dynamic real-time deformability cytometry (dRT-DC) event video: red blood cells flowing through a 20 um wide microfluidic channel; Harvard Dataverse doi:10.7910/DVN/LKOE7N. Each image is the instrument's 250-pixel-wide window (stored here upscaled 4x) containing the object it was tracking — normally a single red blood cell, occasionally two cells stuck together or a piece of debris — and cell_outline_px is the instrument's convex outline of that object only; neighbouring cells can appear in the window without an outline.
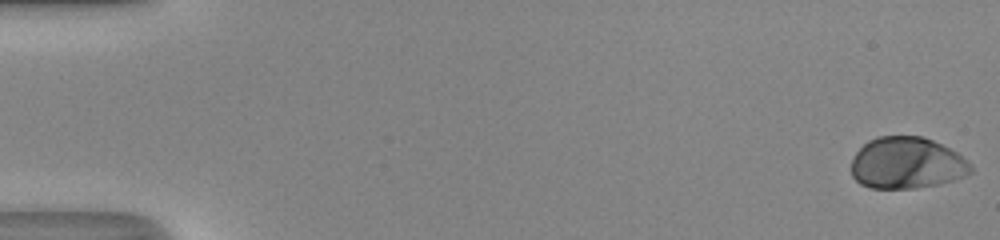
{"species": "human", "species_latin": "Homo sapiens", "temperature_condition": "room temperature", "stored_images_in_passage": 51, "camera_frame_rate_fps": 3000, "um_per_image_px": 0.085, "donor": {"sex": "male"}, "frame": {"image": 1, "passage_image": 1, "time_ms": 0.0, "image_size_px": [1000, 240], "cell_outline_px": [[972, 172], [964, 176], [952, 180], [936, 184], [916, 188], [872, 188], [860, 184], [852, 176], [852, 160], [856, 152], [868, 140], [876, 136], [924, 136], [956, 152], [972, 164]], "centroid_in_image_um": [77.06, 13.85], "position_along_channel_um": 7.9, "area_um2": 35.84}}
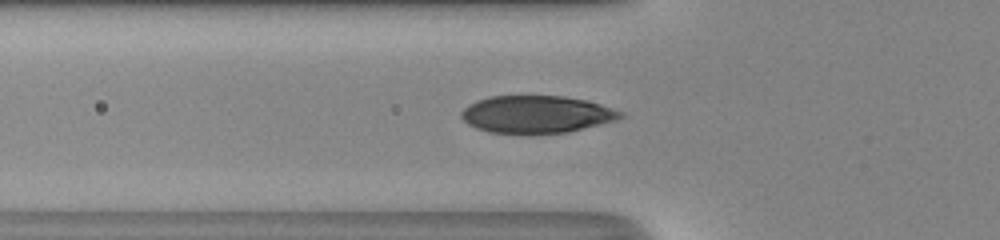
{"frame": {"image": 2, "passage_image": 19, "time_ms": 6.0, "image_size_px": [1000, 240], "cell_outline_px": [[624, 116], [616, 120], [568, 132], [528, 136], [488, 132], [476, 128], [468, 124], [460, 116], [460, 112], [468, 104], [476, 100], [488, 96], [564, 96], [584, 100], [600, 104], [624, 112]], "centroid_in_image_um": [45.55, 9.75], "position_along_channel_um": 80.2, "area_um2": 35.43}}
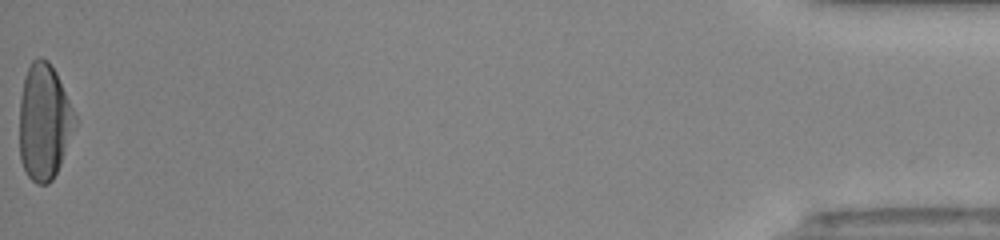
{"frame": {"image": 3, "passage_image": 51, "time_ms": 16.667, "image_size_px": [1000, 240], "cell_outline_px": [[76, 124], [60, 164], [52, 180], [48, 184], [36, 184], [28, 176], [20, 160], [20, 96], [24, 76], [32, 60], [36, 56], [40, 56], [48, 60], [56, 72], [76, 116]], "centroid_in_image_um": [3.74, 10.33], "position_along_channel_um": 431.5, "area_um2": 37.45}, "authors_computed_cell_mechanics": {"area_um2": 35.7204, "velocity_mm_per_s": 4.2147, "shape_relaxation_time_tau1_ms": 4.472, "shape_relaxation_time_tau2_ms": null, "deformation_change_tau1": 0.2424, "deformation_change_tau2": null}}